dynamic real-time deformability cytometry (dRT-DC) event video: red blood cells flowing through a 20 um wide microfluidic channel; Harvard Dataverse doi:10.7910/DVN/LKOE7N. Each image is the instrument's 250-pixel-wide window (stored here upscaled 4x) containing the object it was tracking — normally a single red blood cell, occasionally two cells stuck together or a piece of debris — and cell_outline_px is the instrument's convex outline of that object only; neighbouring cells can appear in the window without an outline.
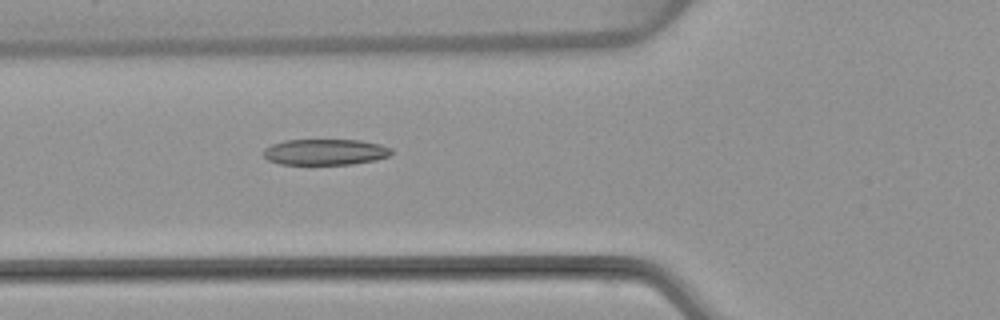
{"species": "common noctule bat (a hibernating species)", "species_latin": "Nyctalus noctula", "temperature_condition": "warm", "stored_images_in_passage": 5, "camera_frame_rate_fps": 3000, "um_per_image_px": 0.085, "animal": {"sex": "female", "body_mass_g": 22.7, "forearm_length_mm": 54.2}, "frame": {"image": 1, "passage_image": 5, "time_ms": 5.667, "image_size_px": [1000, 320], "cell_outline_px": [[392, 152], [388, 156], [376, 160], [352, 164], [280, 164], [268, 160], [264, 156], [264, 148], [272, 144], [284, 140], [360, 140], [380, 144], [392, 148]], "centroid_in_image_um": [27.65, 12.92], "position_along_channel_um": 98.2, "area_um2": 19.36}}